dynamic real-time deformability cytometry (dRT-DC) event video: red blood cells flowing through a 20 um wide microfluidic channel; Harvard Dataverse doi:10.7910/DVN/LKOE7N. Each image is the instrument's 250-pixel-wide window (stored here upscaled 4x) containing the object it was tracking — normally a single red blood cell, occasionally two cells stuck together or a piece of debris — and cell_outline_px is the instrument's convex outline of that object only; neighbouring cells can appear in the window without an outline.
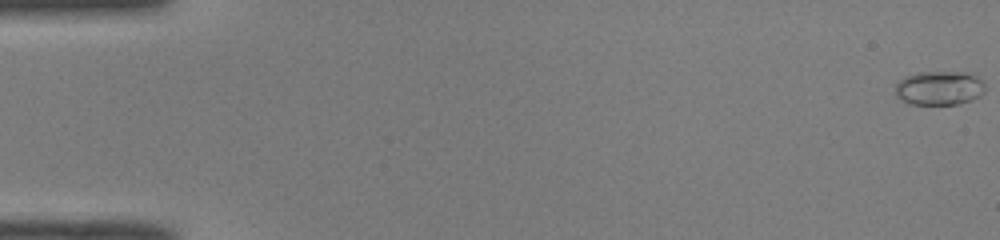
{"species": "common noctule bat (a hibernating species)", "species_latin": "Nyctalus noctula", "temperature_condition": "room temperature", "stored_images_in_passage": 51, "camera_frame_rate_fps": 3000, "um_per_image_px": 0.085, "animal": {"sex": "male", "body_mass_g": 19.0, "forearm_length_mm": 50.8}, "frame": {"image": 1, "passage_image": 1, "time_ms": 0.0, "image_size_px": [1000, 240], "cell_outline_px": [[984, 92], [980, 96], [972, 100], [956, 104], [912, 104], [896, 96], [896, 84], [900, 80], [916, 72], [976, 72], [984, 84]], "centroid_in_image_um": [79.9, 7.46], "position_along_channel_um": 5.1, "area_um2": 17.92}}
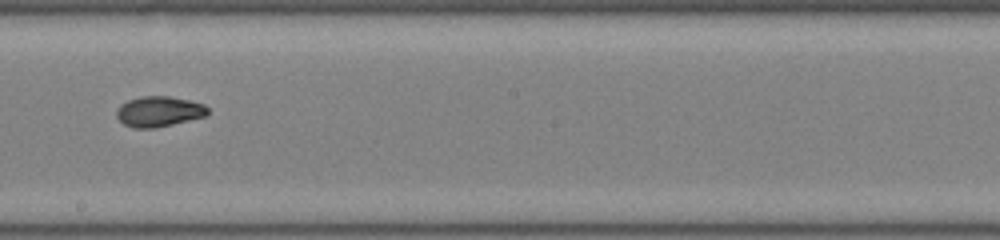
{"frame": {"image": 2, "passage_image": 30, "time_ms": 9.667, "image_size_px": [1000, 240], "cell_outline_px": [[208, 112], [204, 116], [156, 128], [132, 128], [124, 124], [116, 116], [116, 112], [120, 104], [128, 100], [140, 96], [168, 96], [188, 100], [204, 104], [208, 108]], "centroid_in_image_um": [13.47, 9.47], "position_along_channel_um": 234.7, "area_um2": 16.07}}
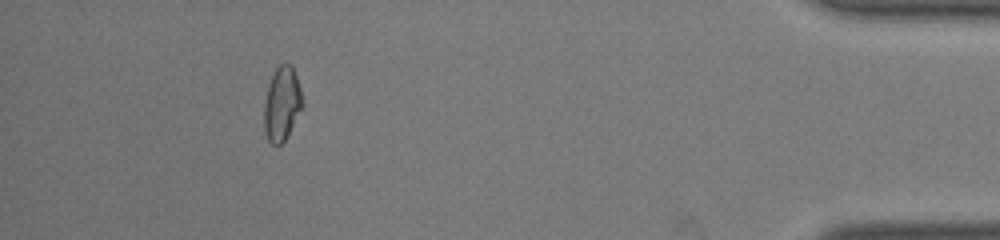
{"frame": {"image": 3, "passage_image": 47, "time_ms": 15.333, "image_size_px": [1000, 240], "cell_outline_px": [[304, 104], [284, 140], [280, 144], [272, 144], [268, 140], [264, 132], [264, 104], [268, 84], [272, 72], [280, 64], [292, 64], [300, 88]], "centroid_in_image_um": [23.95, 8.79], "position_along_channel_um": 411.3, "area_um2": 16.47}, "authors_computed_cell_mechanics": {"area_um2": 16.184, "velocity_mm_per_s": 4.098, "shape_relaxation_time_tau1_ms": null, "shape_relaxation_time_tau2_ms": 2.5684, "deformation_change_tau1": null, "deformation_change_tau2": 0.073}}